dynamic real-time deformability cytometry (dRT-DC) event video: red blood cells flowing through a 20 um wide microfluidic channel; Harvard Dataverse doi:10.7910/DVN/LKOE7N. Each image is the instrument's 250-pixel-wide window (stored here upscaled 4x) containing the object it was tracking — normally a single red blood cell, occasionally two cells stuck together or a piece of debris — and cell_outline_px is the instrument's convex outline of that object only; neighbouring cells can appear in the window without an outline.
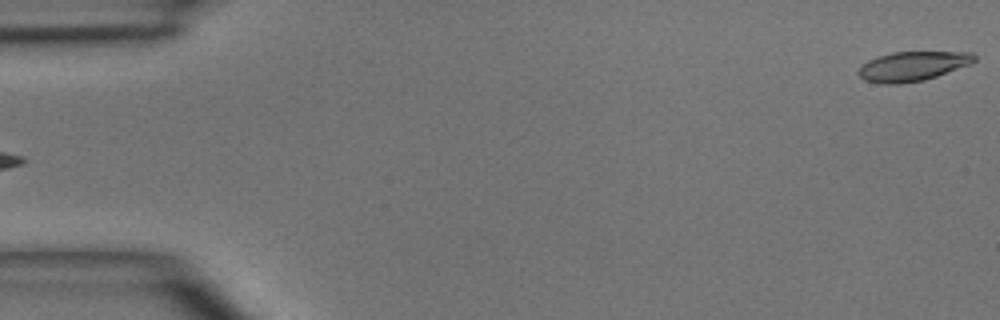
{"species": "common noctule bat (a hibernating species)", "species_latin": "Nyctalus noctula", "temperature_condition": "room temperature", "stored_images_in_passage": 4, "segment_of_instrument_passage": [2, 2], "camera_frame_rate_fps": 3000, "um_per_image_px": 0.085, "animal": {"sex": "male", "body_mass_g": 15.6}, "frame": {"image": 1, "passage_image": 4, "time_ms": 3.333, "image_size_px": [1000, 320], "cell_outline_px": [[976, 60], [972, 64], [924, 80], [900, 84], [880, 84], [864, 80], [856, 72], [868, 60], [876, 56], [892, 52], [972, 52], [976, 56]], "centroid_in_image_um": [77.57, 5.63], "position_along_channel_um": 7.4, "area_um2": 20.06}}